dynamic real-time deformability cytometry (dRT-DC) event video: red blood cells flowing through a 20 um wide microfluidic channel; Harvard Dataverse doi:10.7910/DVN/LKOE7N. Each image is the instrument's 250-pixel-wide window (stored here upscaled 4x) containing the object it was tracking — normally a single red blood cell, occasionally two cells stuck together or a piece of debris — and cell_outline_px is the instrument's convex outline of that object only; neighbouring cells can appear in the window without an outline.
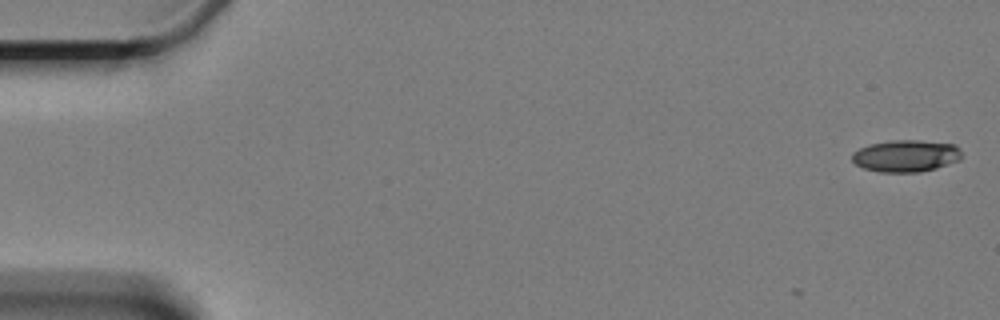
{"species": "Egyptian fruit bat (a non-hibernating species)", "species_latin": "Rousettus aegyptiacus", "temperature_condition": "cold", "stored_images_in_passage": 3, "camera_frame_rate_fps": 3000, "um_per_image_px": 0.085, "animal": {"sex": "female"}, "frame": {"image": 1, "passage_image": 3, "time_ms": 0.667, "image_size_px": [1000, 320], "cell_outline_px": [[960, 160], [936, 168], [920, 172], [880, 172], [864, 168], [856, 164], [852, 160], [852, 152], [868, 144], [892, 140], [920, 140], [956, 144], [960, 148]], "centroid_in_image_um": [77.0, 13.24], "position_along_channel_um": 8.0, "area_um2": 20.52}}